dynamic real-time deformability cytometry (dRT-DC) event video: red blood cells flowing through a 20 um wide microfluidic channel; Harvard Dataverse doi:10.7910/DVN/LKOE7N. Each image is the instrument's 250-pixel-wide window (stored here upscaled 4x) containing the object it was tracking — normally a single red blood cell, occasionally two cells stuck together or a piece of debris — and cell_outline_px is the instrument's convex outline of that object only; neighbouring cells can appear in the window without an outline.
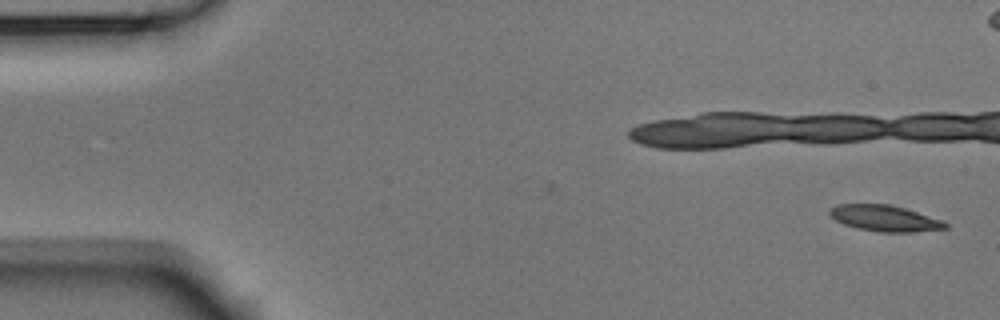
{"species": "Egyptian fruit bat (a non-hibernating species)", "species_latin": "Rousettus aegyptiacus", "temperature_condition": "room temperature", "stored_images_in_passage": 12, "camera_frame_rate_fps": 3000, "um_per_image_px": 0.085, "animal": {"sex": "male"}, "frame": {"image": 1, "passage_image": 1, "time_ms": 0.0, "image_size_px": [1000, 320], "cell_outline_px": [[948, 228], [912, 232], [880, 232], [856, 228], [844, 224], [836, 220], [828, 212], [828, 208], [836, 204], [888, 204], [904, 208], [944, 220], [948, 224]], "centroid_in_image_um": [75.2, 18.55], "position_along_channel_um": 9.8, "area_um2": 17.63}}
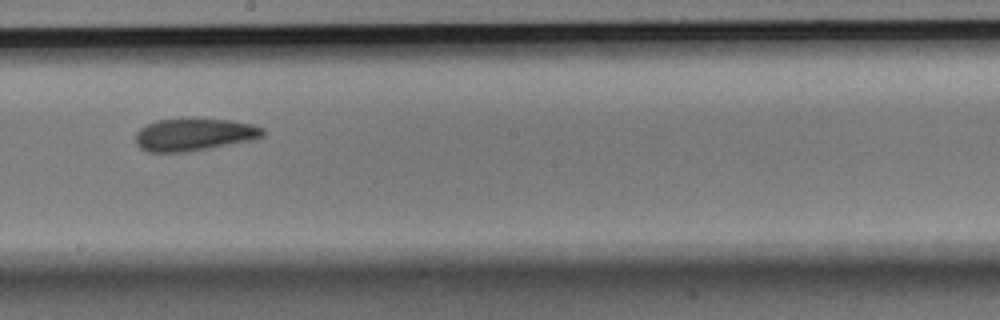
{"frame": {"image": 2, "passage_image": 10, "time_ms": 3.0, "image_size_px": [1000, 320], "cell_outline_px": [[264, 136], [252, 140], [188, 152], [148, 152], [140, 148], [136, 144], [136, 132], [140, 128], [156, 120], [232, 120], [252, 124], [264, 128]], "centroid_in_image_um": [16.5, 11.46], "position_along_channel_um": 231.7, "area_um2": 23.76}}
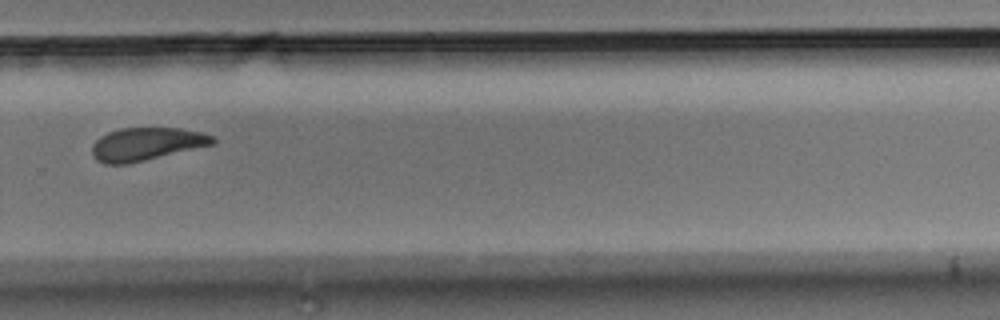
{"frame": {"image": 3, "passage_image": 12, "time_ms": 3.667, "image_size_px": [1000, 320], "cell_outline_px": [[216, 140], [212, 144], [128, 164], [104, 164], [96, 160], [92, 152], [92, 144], [100, 136], [108, 132], [120, 128], [180, 128], [200, 132], [212, 136]], "centroid_in_image_um": [12.38, 12.24], "position_along_channel_um": 317.4, "area_um2": 22.89}}